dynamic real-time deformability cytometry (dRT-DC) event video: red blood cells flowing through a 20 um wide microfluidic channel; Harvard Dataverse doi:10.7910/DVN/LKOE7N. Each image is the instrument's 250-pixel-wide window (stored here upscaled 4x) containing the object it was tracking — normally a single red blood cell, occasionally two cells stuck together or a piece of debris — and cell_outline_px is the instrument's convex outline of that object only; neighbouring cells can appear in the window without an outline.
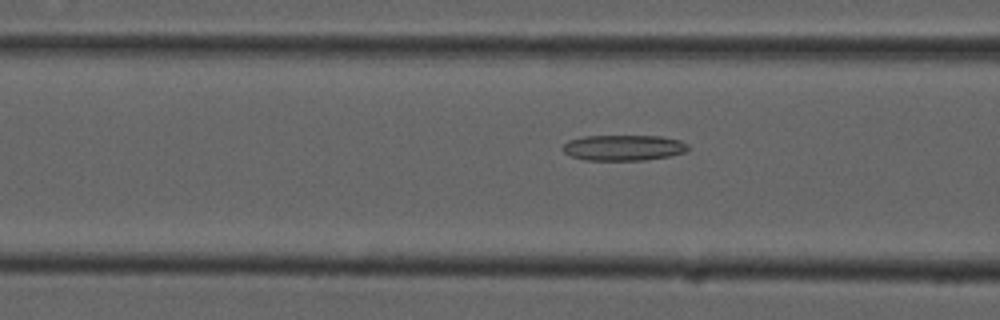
{"species": "common noctule bat (a hibernating species)", "species_latin": "Nyctalus noctula", "temperature_condition": "cold", "stored_images_in_passage": 37, "camera_frame_rate_fps": 3000, "um_per_image_px": 0.085, "animal": {"sex": "male", "forearm_length_mm": 52.5}, "frame": {"image": 1, "passage_image": 4, "time_ms": 1.0, "image_size_px": [1000, 320], "cell_outline_px": [[688, 148], [684, 152], [668, 156], [644, 160], [584, 160], [572, 156], [564, 152], [560, 148], [568, 140], [584, 136], [660, 136], [680, 140], [688, 144]], "centroid_in_image_um": [52.96, 12.55], "position_along_channel_um": 113.6, "area_um2": 18.73}}
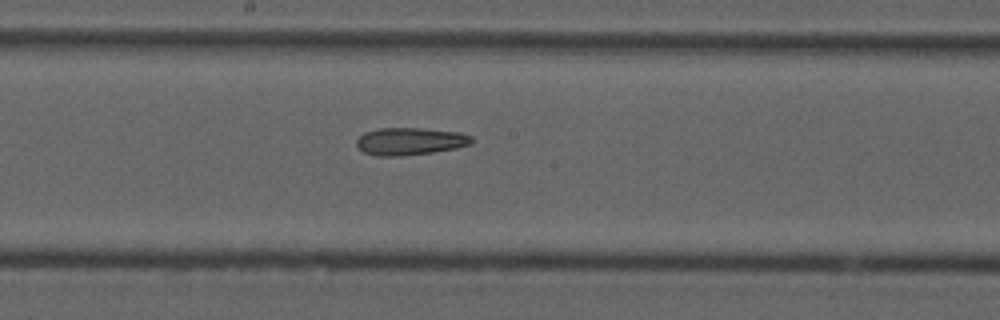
{"frame": {"image": 2, "passage_image": 12, "time_ms": 3.667, "image_size_px": [1000, 320], "cell_outline_px": [[472, 144], [456, 148], [432, 152], [400, 156], [376, 156], [364, 152], [356, 144], [356, 140], [364, 132], [380, 128], [416, 128], [460, 132], [472, 136]], "centroid_in_image_um": [34.85, 12.01], "position_along_channel_um": 213.3, "area_um2": 18.32}}
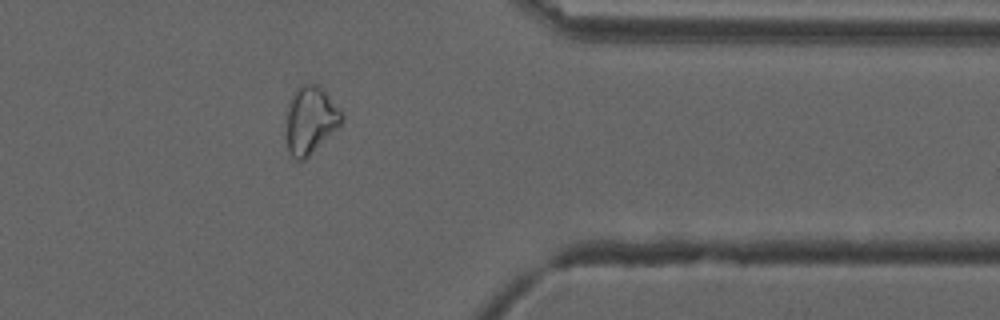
{"frame": {"image": 3, "passage_image": 27, "time_ms": 8.667, "image_size_px": [1000, 320], "cell_outline_px": [[344, 120], [304, 160], [296, 160], [288, 152], [288, 100], [292, 92], [300, 84], [320, 84], [324, 88], [344, 112]], "centroid_in_image_um": [26.42, 10.12], "position_along_channel_um": 385.0, "area_um2": 21.79}}